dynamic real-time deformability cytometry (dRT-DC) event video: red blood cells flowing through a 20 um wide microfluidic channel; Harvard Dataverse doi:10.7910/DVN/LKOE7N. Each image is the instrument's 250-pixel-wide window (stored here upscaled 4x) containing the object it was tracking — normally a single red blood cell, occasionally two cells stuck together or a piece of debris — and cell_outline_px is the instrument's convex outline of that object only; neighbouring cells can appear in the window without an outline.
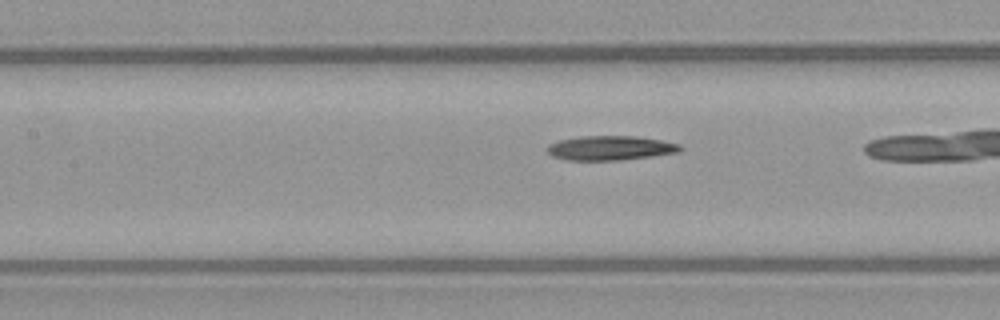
{"species": "common noctule bat (a hibernating species)", "species_latin": "Nyctalus noctula", "temperature_condition": "warm", "stored_images_in_passage": 24, "camera_frame_rate_fps": 3000, "um_per_image_px": 0.085, "animal": {"sex": "female", "body_mass_g": 21.9}, "frame": {"image": 1, "passage_image": 8, "time_ms": 2.333, "image_size_px": [1000, 320], "cell_outline_px": [[684, 148], [680, 152], [652, 156], [620, 160], [568, 160], [552, 156], [548, 152], [548, 144], [560, 140], [580, 136], [636, 136], [660, 140], [680, 144]], "centroid_in_image_um": [51.91, 12.58], "position_along_channel_um": 155.5, "area_um2": 18.9}}
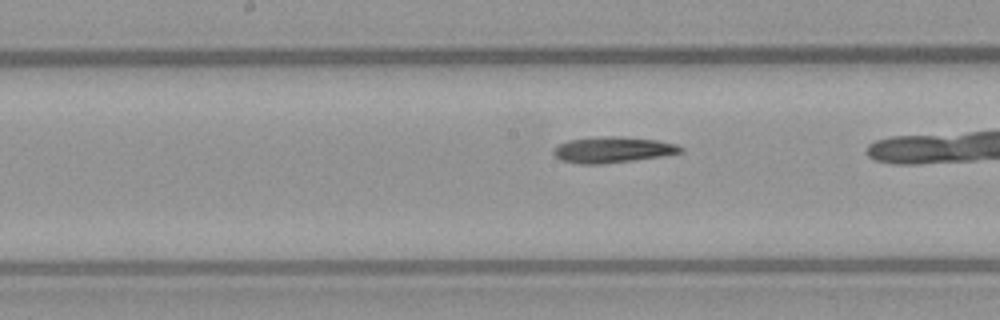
{"frame": {"image": 2, "passage_image": 11, "time_ms": 3.333, "image_size_px": [1000, 320], "cell_outline_px": [[684, 152], [660, 156], [632, 160], [600, 164], [580, 164], [560, 160], [552, 152], [552, 148], [568, 140], [608, 136], [616, 136], [656, 140], [676, 144], [684, 148]], "centroid_in_image_um": [52.06, 12.73], "position_along_channel_um": 196.1, "area_um2": 19.02}}
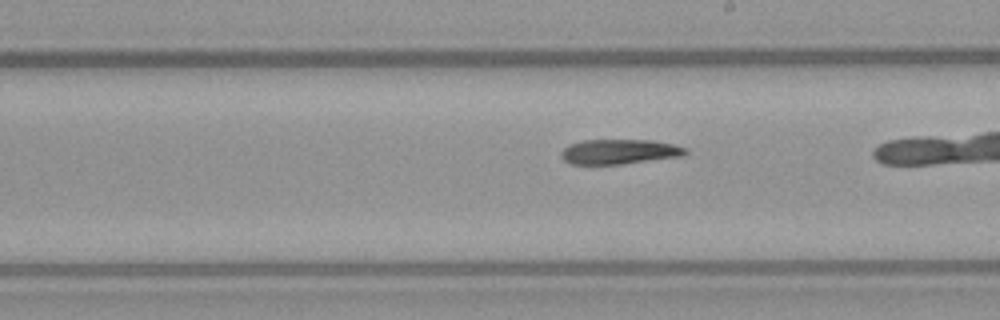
{"frame": {"image": 3, "passage_image": 14, "time_ms": 4.333, "image_size_px": [1000, 320], "cell_outline_px": [[688, 152], [684, 156], [624, 164], [568, 164], [560, 156], [560, 152], [568, 144], [584, 140], [652, 140], [672, 144], [688, 148]], "centroid_in_image_um": [52.65, 12.9], "position_along_channel_um": 236.4, "area_um2": 18.26}}